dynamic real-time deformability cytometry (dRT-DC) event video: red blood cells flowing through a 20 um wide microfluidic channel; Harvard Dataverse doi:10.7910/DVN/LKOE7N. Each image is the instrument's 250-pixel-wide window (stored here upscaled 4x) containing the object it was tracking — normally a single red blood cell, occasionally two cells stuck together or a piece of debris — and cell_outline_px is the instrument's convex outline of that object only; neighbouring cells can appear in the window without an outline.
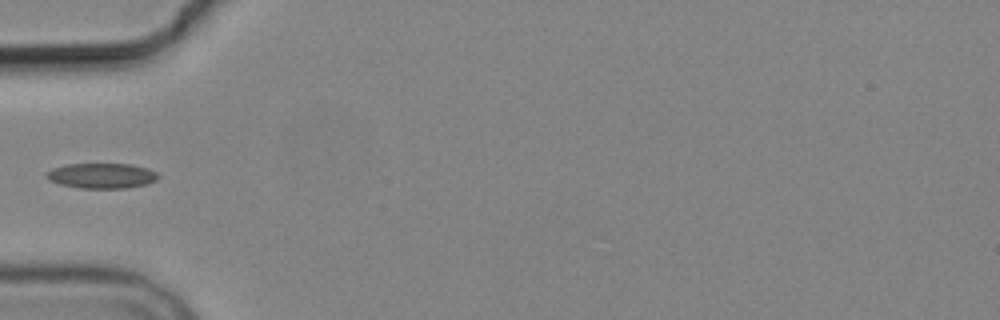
{"species": "common noctule bat (a hibernating species)", "species_latin": "Nyctalus noctula", "temperature_condition": "cold", "stored_images_in_passage": 5, "segment_of_instrument_passage": [2, 2], "camera_frame_rate_fps": 3000, "um_per_image_px": 0.085, "animal": {"sex": "male", "body_mass_g": 19.2, "forearm_length_mm": 51.8}, "frame": {"image": 1, "passage_image": 5, "time_ms": 5.333, "image_size_px": [1000, 320], "cell_outline_px": [[160, 176], [156, 180], [148, 184], [128, 188], [80, 188], [60, 184], [48, 180], [44, 176], [44, 172], [52, 168], [68, 164], [132, 164], [148, 168], [156, 172]], "centroid_in_image_um": [8.63, 14.94], "position_along_channel_um": 76.4, "area_um2": 16.65}}